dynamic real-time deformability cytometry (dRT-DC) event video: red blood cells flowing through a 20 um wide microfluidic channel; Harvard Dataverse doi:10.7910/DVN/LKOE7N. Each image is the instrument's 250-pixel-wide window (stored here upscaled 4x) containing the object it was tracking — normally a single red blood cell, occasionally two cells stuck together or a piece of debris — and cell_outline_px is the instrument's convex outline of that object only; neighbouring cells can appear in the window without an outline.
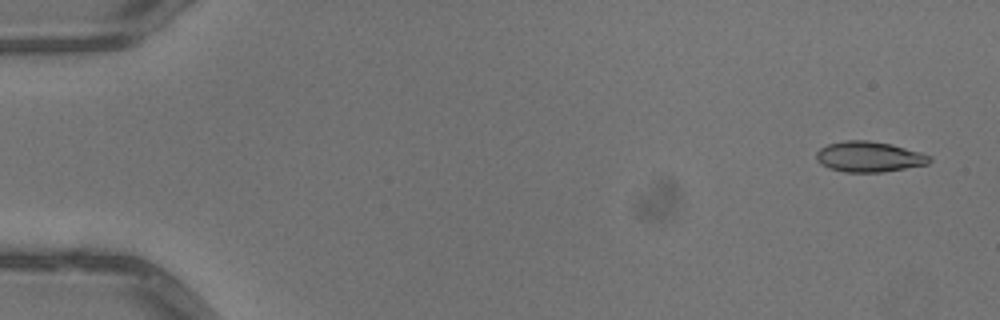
{"species": "common noctule bat (a hibernating species)", "species_latin": "Nyctalus noctula", "temperature_condition": "warm", "stored_images_in_passage": 3, "camera_frame_rate_fps": 3000, "um_per_image_px": 0.085, "animal": {"sex": "male", "body_mass_g": 13.3}, "frame": {"image": 1, "passage_image": 1, "time_ms": 0.0, "image_size_px": [1000, 320], "cell_outline_px": [[932, 160], [928, 164], [884, 172], [844, 172], [828, 168], [820, 164], [816, 160], [816, 152], [820, 148], [828, 144], [844, 140], [868, 140], [892, 144], [920, 152], [932, 156]], "centroid_in_image_um": [73.86, 13.32], "position_along_channel_um": 11.1, "area_um2": 20.35}}